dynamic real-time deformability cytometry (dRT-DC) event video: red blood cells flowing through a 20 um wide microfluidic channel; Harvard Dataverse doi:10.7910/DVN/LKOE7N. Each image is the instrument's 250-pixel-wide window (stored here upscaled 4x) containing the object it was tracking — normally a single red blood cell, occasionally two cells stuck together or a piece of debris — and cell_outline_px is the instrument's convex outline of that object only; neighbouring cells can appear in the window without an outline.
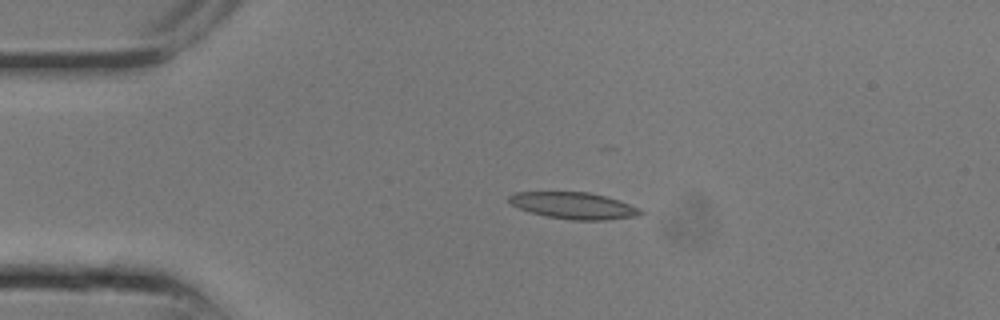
{"species": "common noctule bat (a hibernating species)", "species_latin": "Nyctalus noctula", "temperature_condition": "room temperature", "stored_images_in_passage": 10, "camera_frame_rate_fps": 3000, "um_per_image_px": 0.085, "animal": {"sex": "male", "body_mass_g": 13.3}, "frame": {"image": 1, "passage_image": 1, "time_ms": 0.0, "image_size_px": [1000, 320], "cell_outline_px": [[644, 212], [636, 216], [604, 220], [572, 220], [548, 216], [532, 212], [520, 208], [512, 204], [508, 200], [508, 196], [512, 192], [588, 192], [604, 196], [640, 208]], "centroid_in_image_um": [48.75, 17.47], "position_along_channel_um": 36.3, "area_um2": 20.06}}
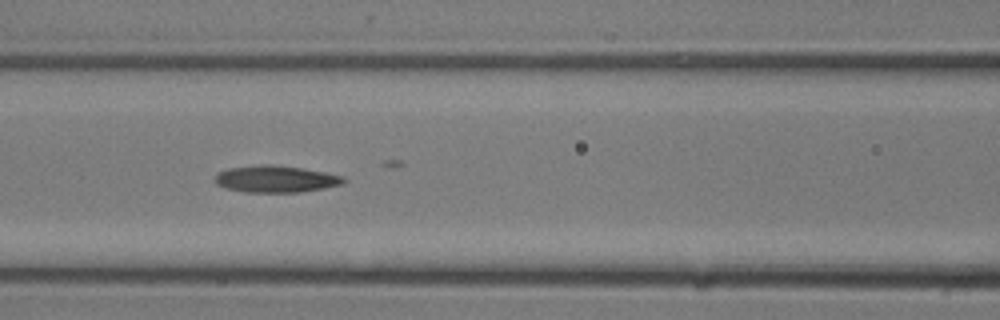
{"frame": {"image": 2, "passage_image": 6, "time_ms": 1.667, "image_size_px": [1000, 320], "cell_outline_px": [[348, 180], [344, 184], [324, 188], [300, 192], [244, 192], [224, 188], [216, 184], [216, 172], [228, 168], [260, 164], [272, 164], [300, 168], [324, 172], [344, 176]], "centroid_in_image_um": [23.44, 15.21], "position_along_channel_um": 143.2, "area_um2": 20.29}}
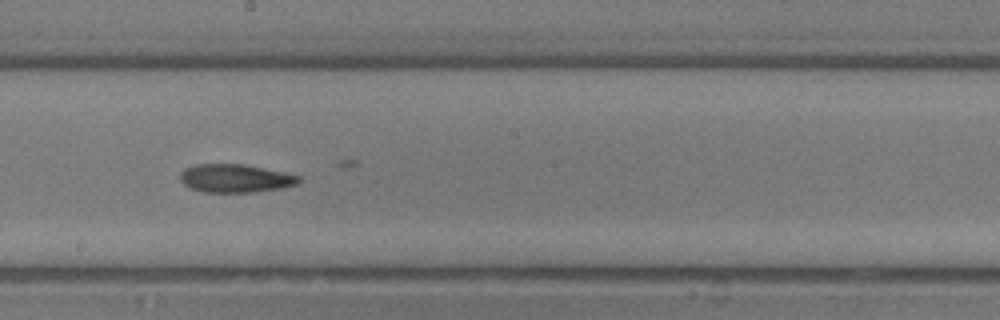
{"frame": {"image": 3, "passage_image": 9, "time_ms": 2.667, "image_size_px": [1000, 320], "cell_outline_px": [[300, 180], [296, 184], [280, 188], [256, 192], [204, 192], [192, 188], [184, 184], [180, 180], [180, 172], [184, 168], [196, 164], [244, 164], [284, 172], [300, 176]], "centroid_in_image_um": [19.98, 15.15], "position_along_channel_um": 228.2, "area_um2": 19.48}}